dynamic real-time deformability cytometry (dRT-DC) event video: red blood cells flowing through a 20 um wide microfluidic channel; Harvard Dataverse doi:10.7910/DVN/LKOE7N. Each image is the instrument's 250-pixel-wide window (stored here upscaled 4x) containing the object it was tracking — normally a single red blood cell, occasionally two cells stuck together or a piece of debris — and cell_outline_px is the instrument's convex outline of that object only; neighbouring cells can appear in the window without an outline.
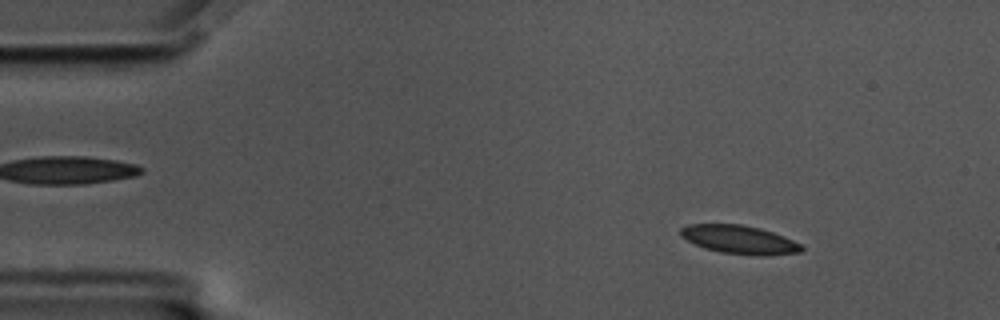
{"species": "common noctule bat (a hibernating species)", "species_latin": "Nyctalus noctula", "temperature_condition": "cold", "stored_images_in_passage": 57, "camera_frame_rate_fps": 3000, "um_per_image_px": 0.085, "animal": {"sex": "male", "body_mass_g": 17.5, "forearm_length_mm": 52.3}, "frame": {"image": 1, "passage_image": 7, "time_ms": 2.0, "image_size_px": [1000, 320], "cell_outline_px": [[804, 248], [800, 252], [764, 256], [760, 256], [720, 252], [704, 248], [680, 236], [680, 228], [688, 224], [740, 224], [760, 228], [784, 236], [800, 244]], "centroid_in_image_um": [62.84, 20.36], "position_along_channel_um": 22.2, "area_um2": 20.0}}
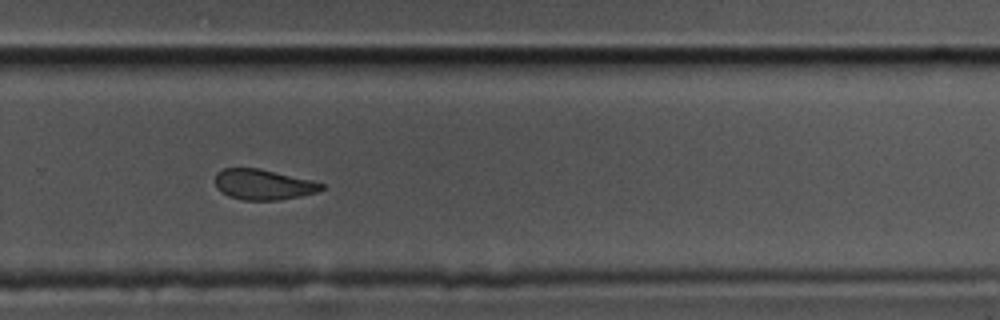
{"frame": {"image": 2, "passage_image": 38, "time_ms": 12.333, "image_size_px": [1000, 320], "cell_outline_px": [[324, 188], [316, 192], [300, 196], [280, 200], [244, 200], [228, 196], [220, 192], [216, 188], [216, 172], [224, 168], [260, 168], [312, 180], [324, 184]], "centroid_in_image_um": [22.36, 15.68], "position_along_channel_um": 307.4, "area_um2": 18.96}}
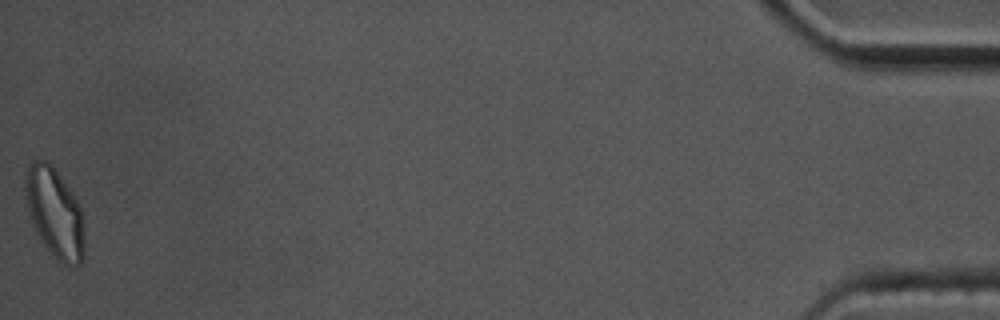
{"frame": {"image": 3, "passage_image": 57, "time_ms": 18.667, "image_size_px": [1000, 320], "cell_outline_px": [[84, 260], [76, 268], [64, 264], [56, 260], [52, 256], [36, 232], [32, 224], [24, 196], [24, 172], [28, 164], [32, 160], [48, 160], [52, 164], [72, 192], [80, 208], [84, 220]], "centroid_in_image_um": [4.64, 18.09], "position_along_channel_um": 430.6, "area_um2": 31.67}, "authors_computed_cell_mechanics": {"area_um2": 20.2878, "velocity_mm_per_s": 3.4923, "shape_relaxation_time_tau1_ms": 5.8611, "shape_relaxation_time_tau2_ms": 3.4061, "deformation_change_tau1": 0.1247, "deformation_change_tau2": 0.0851}}